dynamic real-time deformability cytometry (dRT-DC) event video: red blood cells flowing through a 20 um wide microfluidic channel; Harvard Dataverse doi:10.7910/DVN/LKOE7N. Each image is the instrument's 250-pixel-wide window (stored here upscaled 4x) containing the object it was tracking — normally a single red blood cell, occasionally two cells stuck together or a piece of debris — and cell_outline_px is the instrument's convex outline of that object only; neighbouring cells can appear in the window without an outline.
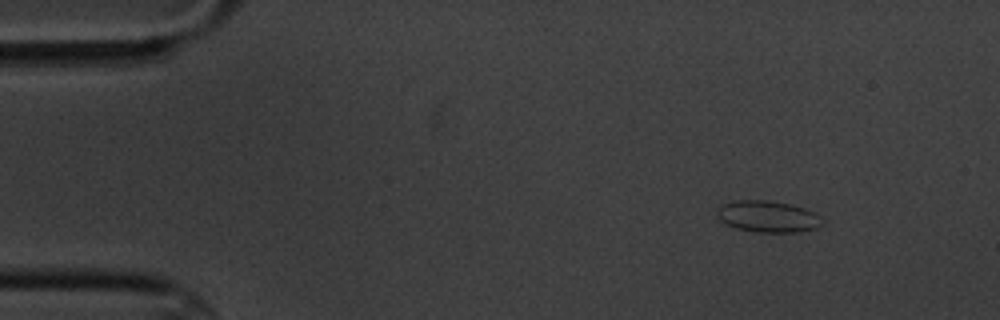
{"species": "common noctule bat (a hibernating species)", "species_latin": "Nyctalus noctula", "temperature_condition": "cold", "stored_images_in_passage": 4, "camera_frame_rate_fps": 3000, "um_per_image_px": 0.085, "animal": {"sex": "male", "body_mass_g": 20.1, "forearm_length_mm": 53.5}, "frame": {"image": 1, "passage_image": 1, "time_ms": 0.0, "image_size_px": [1000, 320], "cell_outline_px": [[824, 224], [816, 228], [796, 232], [756, 232], [736, 228], [720, 220], [716, 216], [716, 208], [720, 204], [732, 200], [768, 200], [788, 204], [804, 208], [820, 216], [824, 220]], "centroid_in_image_um": [65.23, 18.39], "position_along_channel_um": 19.8, "area_um2": 19.48}}
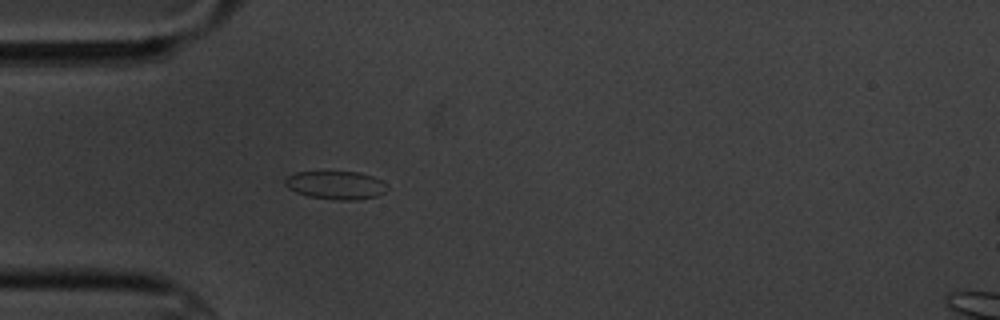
{"frame": {"image": 2, "passage_image": 4, "time_ms": 3.333, "image_size_px": [1000, 320], "cell_outline_px": [[388, 188], [384, 192], [376, 196], [356, 200], [340, 200], [308, 196], [296, 192], [288, 188], [284, 184], [284, 180], [288, 176], [296, 172], [360, 172], [372, 176], [388, 184]], "centroid_in_image_um": [28.55, 15.73], "position_along_channel_um": 56.4, "area_um2": 16.76}}